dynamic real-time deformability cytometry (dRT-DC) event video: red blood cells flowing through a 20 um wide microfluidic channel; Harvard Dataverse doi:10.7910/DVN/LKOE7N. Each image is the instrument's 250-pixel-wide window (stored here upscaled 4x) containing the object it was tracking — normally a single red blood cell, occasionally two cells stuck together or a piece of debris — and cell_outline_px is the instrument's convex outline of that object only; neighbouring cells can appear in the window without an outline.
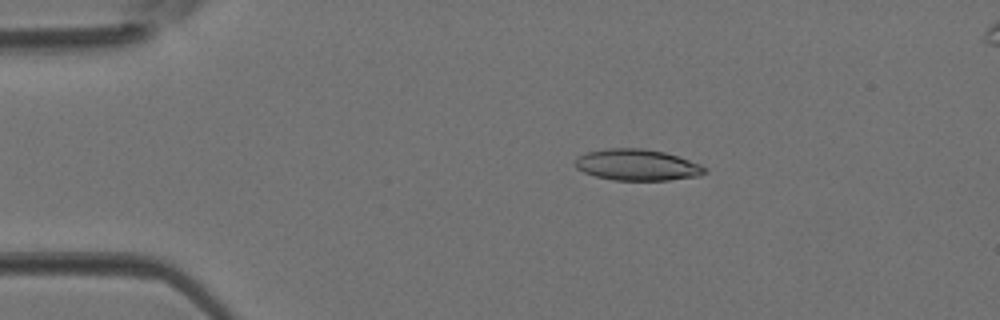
{"species": "Egyptian fruit bat (a non-hibernating species)", "species_latin": "Rousettus aegyptiacus", "temperature_condition": "room temperature", "stored_images_in_passage": 3, "camera_frame_rate_fps": 3000, "um_per_image_px": 0.085, "animal": {"sex": "female"}, "frame": {"image": 1, "passage_image": 1, "time_ms": 0.0, "image_size_px": [1000, 320], "cell_outline_px": [[708, 172], [700, 176], [668, 180], [612, 180], [596, 176], [584, 172], [576, 168], [576, 160], [580, 156], [588, 152], [604, 148], [644, 148], [664, 152], [700, 164], [708, 168]], "centroid_in_image_um": [54.2, 14.02], "position_along_channel_um": 30.8, "area_um2": 23.58}}